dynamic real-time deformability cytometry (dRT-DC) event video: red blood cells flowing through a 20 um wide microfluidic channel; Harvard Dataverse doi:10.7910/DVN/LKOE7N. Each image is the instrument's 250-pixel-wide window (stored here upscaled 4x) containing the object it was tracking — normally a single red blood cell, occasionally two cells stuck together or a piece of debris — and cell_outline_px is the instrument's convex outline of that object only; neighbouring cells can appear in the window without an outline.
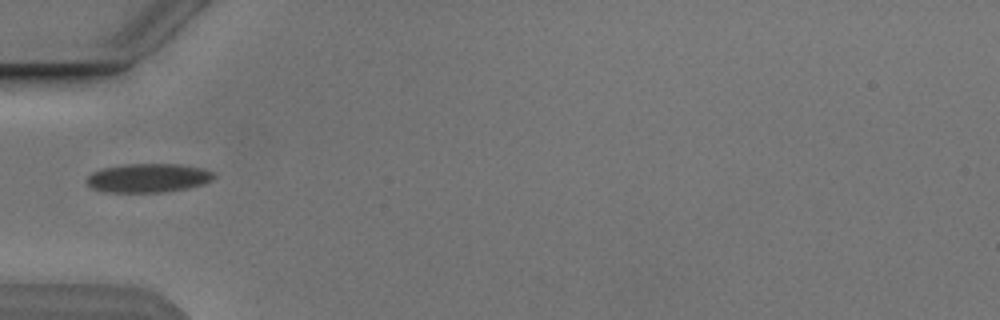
{"species": "Egyptian fruit bat (a non-hibernating species)", "species_latin": "Rousettus aegyptiacus", "temperature_condition": "cold", "stored_images_in_passage": 2, "camera_frame_rate_fps": 3000, "um_per_image_px": 0.085, "animal": {"sex": "male"}, "frame": {"image": 1, "passage_image": 1, "time_ms": 0.0, "image_size_px": [1000, 320], "cell_outline_px": [[216, 176], [212, 180], [204, 184], [188, 188], [164, 192], [108, 192], [92, 188], [84, 180], [92, 172], [100, 168], [128, 164], [180, 164], [204, 168], [216, 172]], "centroid_in_image_um": [12.63, 15.12], "position_along_channel_um": 72.4, "area_um2": 21.68}}
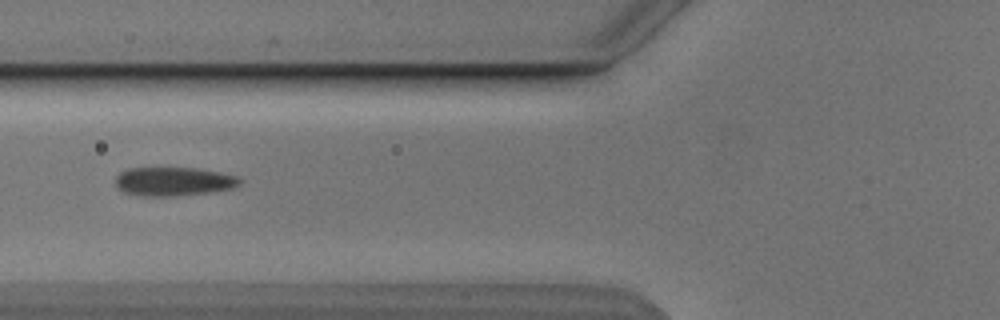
{"frame": {"image": 2, "passage_image": 2, "time_ms": 1.0, "image_size_px": [1000, 320], "cell_outline_px": [[240, 184], [232, 188], [208, 192], [176, 196], [140, 196], [124, 192], [116, 184], [116, 176], [120, 172], [128, 168], [196, 168], [220, 172], [236, 176], [240, 180]], "centroid_in_image_um": [14.73, 15.42], "position_along_channel_um": 111.1, "area_um2": 20.69}}